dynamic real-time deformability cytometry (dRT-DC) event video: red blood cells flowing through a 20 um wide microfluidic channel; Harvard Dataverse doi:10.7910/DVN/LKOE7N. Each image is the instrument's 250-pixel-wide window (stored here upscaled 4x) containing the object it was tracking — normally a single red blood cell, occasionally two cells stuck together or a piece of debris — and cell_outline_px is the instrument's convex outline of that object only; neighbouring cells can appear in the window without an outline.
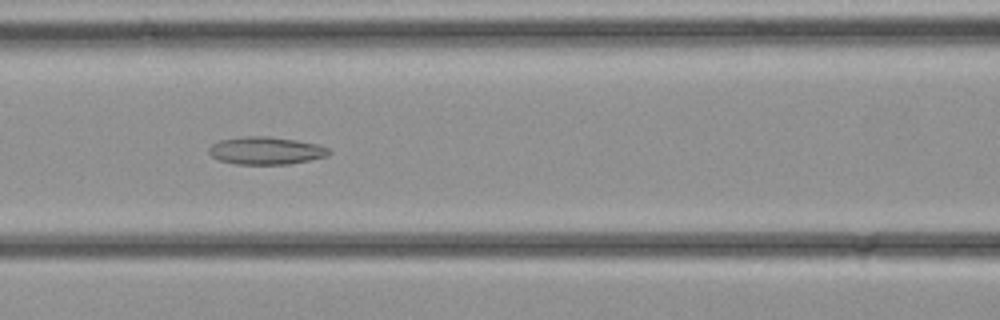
{"species": "common noctule bat (a hibernating species)", "species_latin": "Nyctalus noctula", "temperature_condition": "cold", "stored_images_in_passage": 30, "camera_frame_rate_fps": 3000, "um_per_image_px": 0.085, "animal": {"sex": "female", "body_mass_g": 21.9}, "frame": {"image": 1, "passage_image": 14, "time_ms": 4.333, "image_size_px": [1000, 320], "cell_outline_px": [[332, 152], [328, 156], [288, 164], [236, 164], [220, 160], [212, 156], [208, 152], [208, 148], [212, 144], [220, 140], [240, 136], [268, 136], [296, 140], [320, 144], [328, 148]], "centroid_in_image_um": [22.61, 12.79], "position_along_channel_um": 144.0, "area_um2": 19.42}}
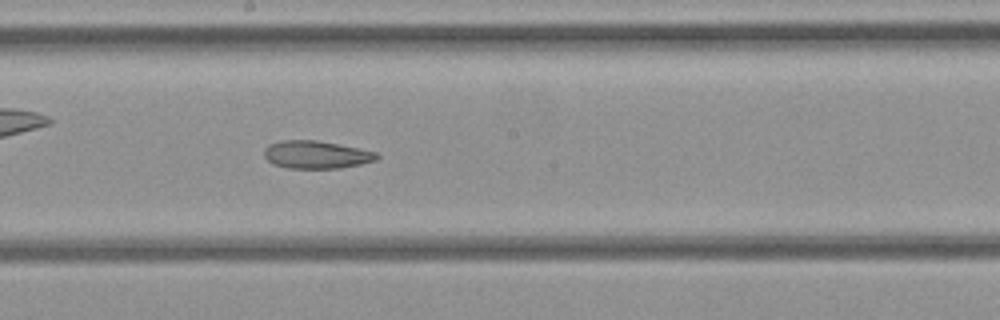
{"frame": {"image": 2, "passage_image": 18, "time_ms": 5.667, "image_size_px": [1000, 320], "cell_outline_px": [[380, 156], [376, 160], [360, 164], [340, 168], [288, 168], [272, 164], [264, 156], [264, 148], [268, 144], [280, 140], [316, 140], [360, 148], [376, 152]], "centroid_in_image_um": [26.86, 13.14], "position_along_channel_um": 221.3, "area_um2": 18.32}}
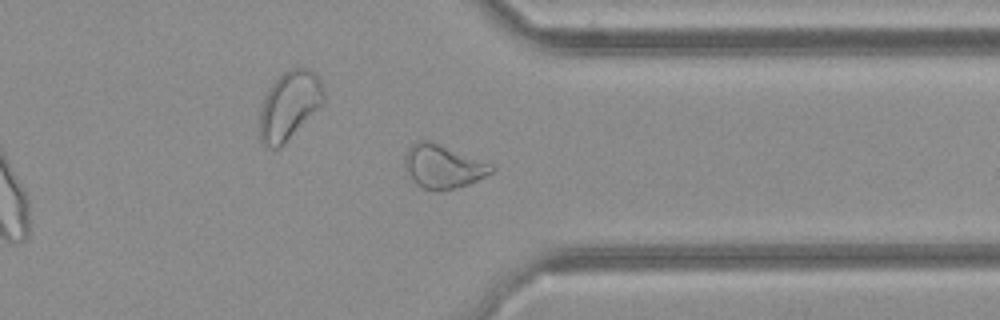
{"frame": {"image": 3, "passage_image": 26, "time_ms": 8.333, "image_size_px": [1000, 320], "cell_outline_px": [[496, 168], [492, 172], [468, 184], [456, 188], [424, 188], [416, 184], [412, 180], [404, 168], [404, 156], [408, 148], [416, 140], [428, 140], [492, 164]], "centroid_in_image_um": [37.62, 14.12], "position_along_channel_um": 373.8, "area_um2": 21.5}}